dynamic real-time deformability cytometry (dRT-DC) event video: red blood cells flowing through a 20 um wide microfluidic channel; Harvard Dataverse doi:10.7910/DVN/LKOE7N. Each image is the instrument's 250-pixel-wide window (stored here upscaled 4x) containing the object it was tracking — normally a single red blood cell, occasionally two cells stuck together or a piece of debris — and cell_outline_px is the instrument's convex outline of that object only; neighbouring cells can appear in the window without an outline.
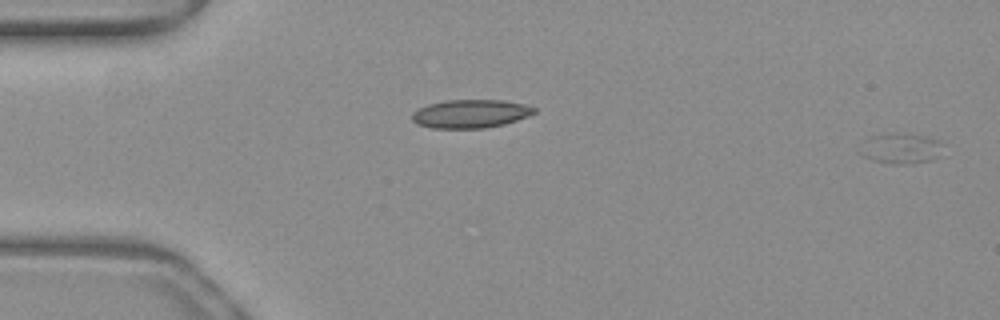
{"species": "common noctule bat (a hibernating species)", "species_latin": "Nyctalus noctula", "temperature_condition": "warm", "stored_images_in_passage": 52, "camera_frame_rate_fps": 3000, "um_per_image_px": 0.085, "animal": {"sex": "female", "body_mass_g": 19.3, "forearm_length_mm": 54.1}, "frame": {"image": 1, "passage_image": 1, "time_ms": 0.0, "image_size_px": [1000, 320], "cell_outline_px": [[944, 144], [932, 160], [912, 164], [892, 164], [872, 160], [856, 152], [856, 148], [868, 136], [892, 132], [904, 132], [924, 136], [940, 140]], "centroid_in_image_um": [76.47, 12.59], "position_along_channel_um": 8.5, "area_um2": 15.32}}
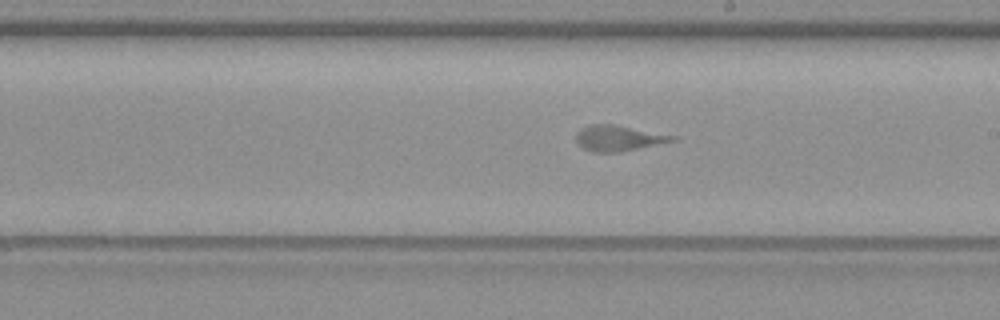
{"frame": {"image": 2, "passage_image": 29, "time_ms": 9.333, "image_size_px": [1000, 320], "cell_outline_px": [[680, 140], [620, 152], [592, 152], [584, 148], [576, 140], [576, 132], [580, 128], [592, 124], [612, 124], [680, 136]], "centroid_in_image_um": [52.64, 11.74], "position_along_channel_um": 236.4, "area_um2": 14.57}}
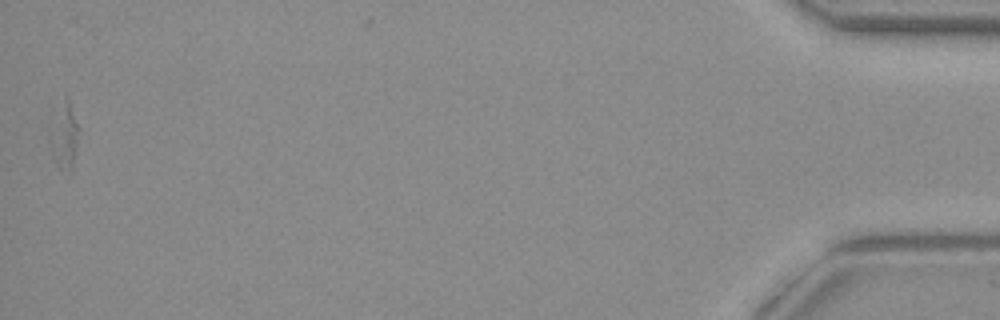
{"frame": {"image": 3, "passage_image": 51, "time_ms": 16.667, "image_size_px": [1000, 320], "cell_outline_px": [[80, 128], [72, 172], [60, 168], [56, 164], [48, 144], [48, 124], [64, 96], [68, 100]], "centroid_in_image_um": [5.41, 11.53], "position_along_channel_um": 429.8, "area_um2": 11.68}}